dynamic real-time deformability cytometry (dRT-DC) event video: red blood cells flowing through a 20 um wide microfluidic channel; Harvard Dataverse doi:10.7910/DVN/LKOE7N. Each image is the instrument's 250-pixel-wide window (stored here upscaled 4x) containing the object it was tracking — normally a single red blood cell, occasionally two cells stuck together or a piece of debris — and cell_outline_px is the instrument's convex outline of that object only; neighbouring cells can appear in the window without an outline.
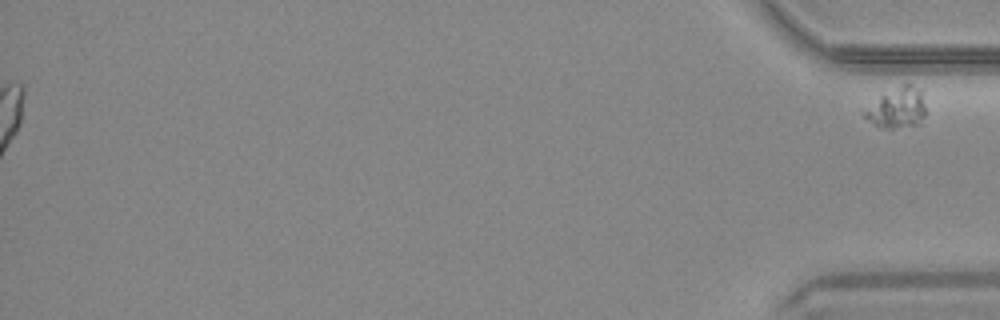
{"species": "common noctule bat (a hibernating species)", "species_latin": "Nyctalus noctula", "temperature_condition": "warm", "stored_images_in_passage": 54, "segment_of_instrument_passage": [2, 2], "camera_frame_rate_fps": 3000, "um_per_image_px": 0.085, "animal": {"sex": "male", "body_mass_g": 20.4}, "frame": {"image": 1, "passage_image": 54, "time_ms": 17.667, "image_size_px": [1000, 320], "cell_outline_px": [[924, 116], [920, 124], [892, 128], [880, 128], [864, 116], [860, 112], [864, 108], [880, 96], [908, 80], [920, 92], [924, 108]], "centroid_in_image_um": [76.21, 9.16], "position_along_channel_um": 359.0, "area_um2": 14.33}}